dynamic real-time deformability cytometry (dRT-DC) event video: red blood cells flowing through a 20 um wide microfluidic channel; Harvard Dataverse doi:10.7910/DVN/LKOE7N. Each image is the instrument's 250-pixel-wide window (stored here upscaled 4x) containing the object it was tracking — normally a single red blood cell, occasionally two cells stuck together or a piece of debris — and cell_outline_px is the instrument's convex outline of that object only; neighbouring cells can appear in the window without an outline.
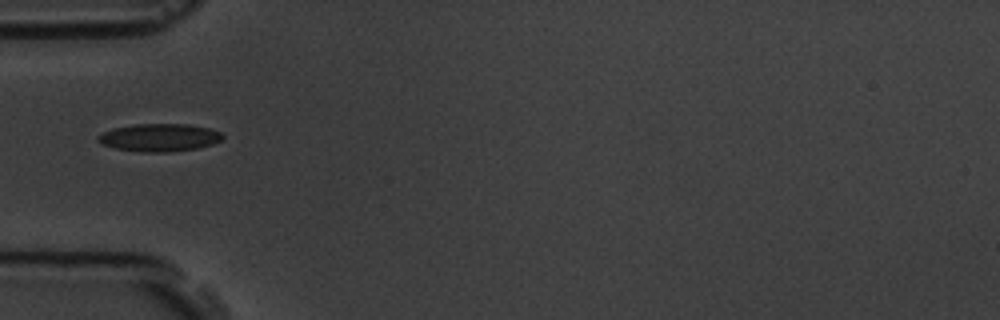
{"species": "common noctule bat (a hibernating species)", "species_latin": "Nyctalus noctula", "temperature_condition": "room temperature", "stored_images_in_passage": 15, "camera_frame_rate_fps": 3000, "um_per_image_px": 0.085, "animal": {"sex": "male", "body_mass_g": 19.5, "forearm_length_mm": 54.6}, "frame": {"image": 1, "passage_image": 5, "time_ms": 5.333, "image_size_px": [1000, 320], "cell_outline_px": [[224, 136], [220, 140], [212, 144], [196, 148], [168, 152], [144, 152], [116, 148], [100, 144], [96, 140], [96, 136], [112, 128], [136, 124], [188, 124], [208, 128], [220, 132]], "centroid_in_image_um": [13.51, 11.68], "position_along_channel_um": 71.5, "area_um2": 20.06}}
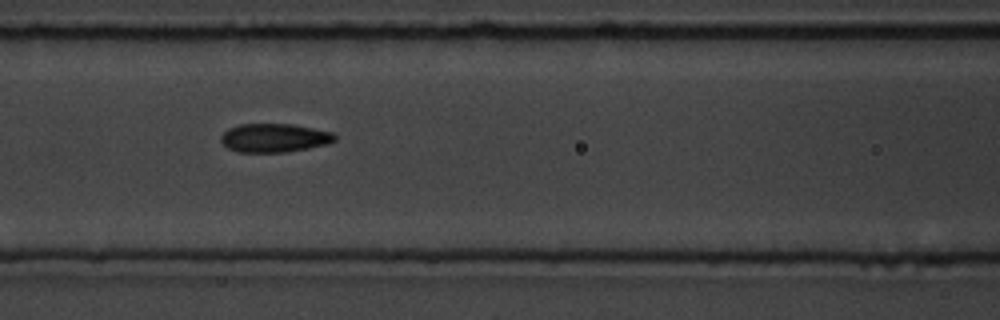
{"frame": {"image": 2, "passage_image": 7, "time_ms": 7.333, "image_size_px": [1000, 320], "cell_outline_px": [[336, 140], [328, 144], [308, 148], [284, 152], [236, 152], [228, 148], [220, 140], [220, 136], [228, 128], [240, 124], [292, 124], [332, 132], [336, 136]], "centroid_in_image_um": [23.3, 11.72], "position_along_channel_um": 143.3, "area_um2": 19.02}}
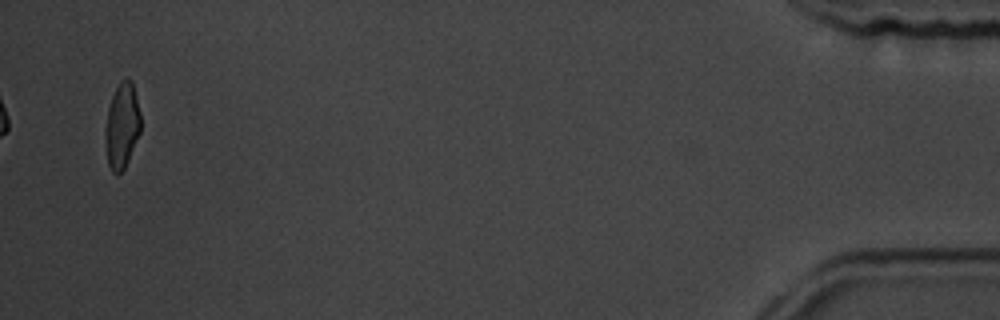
{"frame": {"image": 3, "passage_image": 15, "time_ms": 17.667, "image_size_px": [1000, 320], "cell_outline_px": [[140, 132], [128, 160], [124, 168], [116, 176], [112, 172], [108, 164], [104, 136], [108, 108], [112, 96], [120, 80], [128, 76], [132, 80], [140, 112]], "centroid_in_image_um": [10.36, 10.66], "position_along_channel_um": 424.8, "area_um2": 17.69}, "authors_computed_cell_mechanics": {"area_um2": 19.0162, "velocity_mm_per_s": 3.5738, "shape_relaxation_time_tau1_ms": 3.6774, "shape_relaxation_time_tau2_ms": 3.6245, "deformation_change_tau1": 0.1151, "deformation_change_tau2": 0.051}}